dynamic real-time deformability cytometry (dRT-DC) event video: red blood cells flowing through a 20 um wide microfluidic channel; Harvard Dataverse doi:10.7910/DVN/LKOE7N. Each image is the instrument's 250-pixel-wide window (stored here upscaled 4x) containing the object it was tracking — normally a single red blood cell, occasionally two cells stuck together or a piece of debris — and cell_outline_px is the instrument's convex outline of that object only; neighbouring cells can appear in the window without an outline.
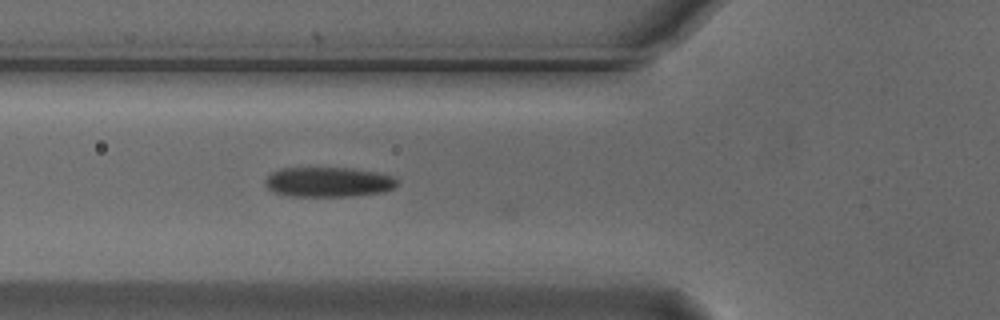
{"species": "Egyptian fruit bat (a non-hibernating species)", "species_latin": "Rousettus aegyptiacus", "temperature_condition": "cold", "stored_images_in_passage": 3, "camera_frame_rate_fps": 3000, "um_per_image_px": 0.085, "animal": {"sex": "male"}, "frame": {"image": 1, "passage_image": 2, "time_ms": 0.333, "image_size_px": [1000, 320], "cell_outline_px": [[400, 184], [396, 188], [384, 192], [348, 196], [288, 196], [272, 192], [264, 184], [264, 180], [272, 172], [280, 168], [352, 168], [376, 172], [392, 176], [400, 180]], "centroid_in_image_um": [27.94, 15.47], "position_along_channel_um": 97.9, "area_um2": 23.29}}